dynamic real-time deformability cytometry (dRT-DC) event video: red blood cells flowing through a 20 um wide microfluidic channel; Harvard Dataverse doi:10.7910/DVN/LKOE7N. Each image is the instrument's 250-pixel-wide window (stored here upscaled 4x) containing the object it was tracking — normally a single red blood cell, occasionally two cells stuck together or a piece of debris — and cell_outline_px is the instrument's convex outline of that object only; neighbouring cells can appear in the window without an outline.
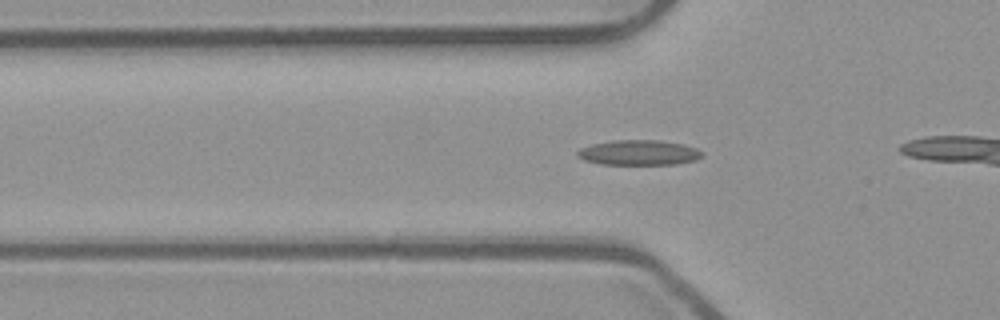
{"species": "common noctule bat (a hibernating species)", "species_latin": "Nyctalus noctula", "temperature_condition": "room temperature", "stored_images_in_passage": 43, "camera_frame_rate_fps": 3000, "um_per_image_px": 0.085, "animal": {"sex": "male", "body_mass_g": 23.1, "forearm_length_mm": 52.7}, "frame": {"image": 1, "passage_image": 19, "time_ms": 6.0, "image_size_px": [1000, 320], "cell_outline_px": [[704, 156], [696, 160], [676, 164], [600, 164], [584, 160], [576, 156], [576, 152], [580, 148], [592, 144], [612, 140], [660, 140], [684, 144], [696, 148], [704, 152]], "centroid_in_image_um": [54.32, 12.97], "position_along_channel_um": 71.5, "area_um2": 18.44}}
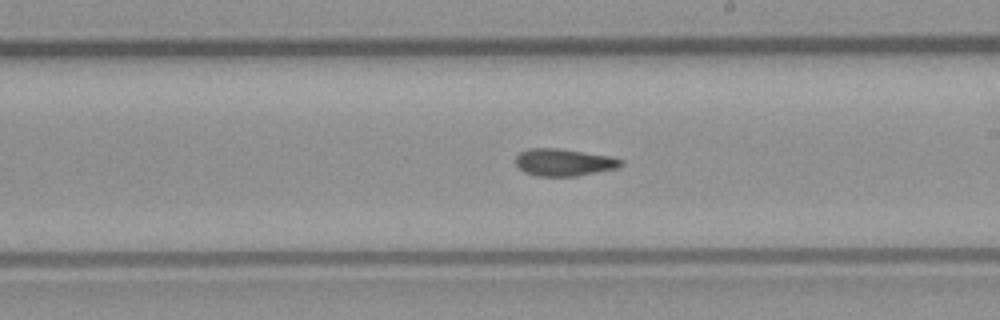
{"frame": {"image": 2, "passage_image": 32, "time_ms": 10.333, "image_size_px": [1000, 320], "cell_outline_px": [[624, 164], [620, 168], [576, 176], [536, 176], [524, 172], [516, 164], [516, 156], [520, 152], [528, 148], [556, 148], [612, 156], [624, 160]], "centroid_in_image_um": [47.97, 13.8], "position_along_channel_um": 241.0, "area_um2": 16.88}}
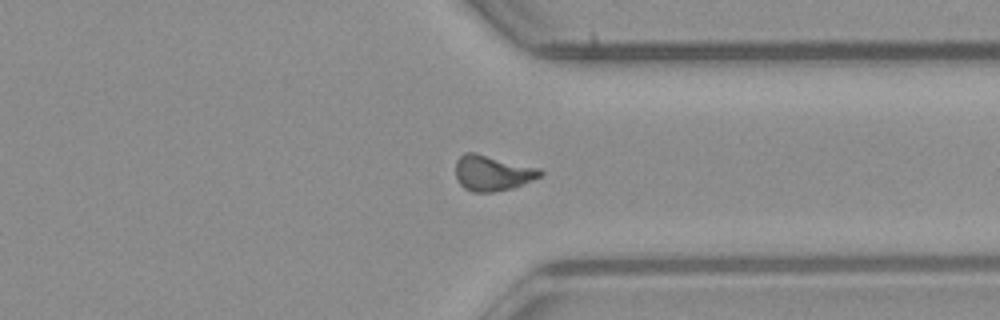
{"frame": {"image": 3, "passage_image": 42, "time_ms": 13.667, "image_size_px": [1000, 320], "cell_outline_px": [[544, 172], [540, 176], [532, 180], [512, 188], [492, 192], [472, 192], [464, 188], [456, 180], [456, 160], [464, 152], [472, 152], [540, 168]], "centroid_in_image_um": [41.83, 14.71], "position_along_channel_um": 369.6, "area_um2": 17.4}}